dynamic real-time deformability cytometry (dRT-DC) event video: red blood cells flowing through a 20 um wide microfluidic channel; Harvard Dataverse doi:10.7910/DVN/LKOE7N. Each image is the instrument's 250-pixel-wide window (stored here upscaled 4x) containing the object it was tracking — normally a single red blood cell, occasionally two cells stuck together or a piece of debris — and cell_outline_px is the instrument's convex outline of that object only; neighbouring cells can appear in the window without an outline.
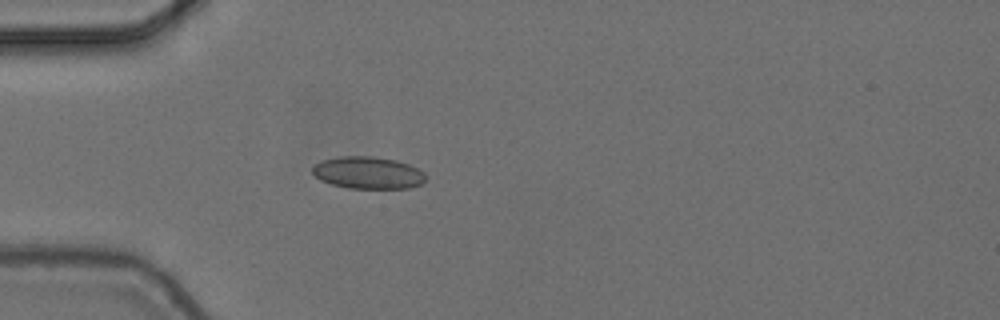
{"species": "common noctule bat (a hibernating species)", "species_latin": "Nyctalus noctula", "temperature_condition": "cold", "stored_images_in_passage": 4, "camera_frame_rate_fps": 3000, "um_per_image_px": 0.085, "animal": {"sex": "female", "body_mass_g": 24.6, "forearm_length_mm": 56.2}, "frame": {"image": 1, "passage_image": 4, "time_ms": 1.0, "image_size_px": [1000, 320], "cell_outline_px": [[424, 180], [420, 184], [408, 188], [348, 188], [332, 184], [320, 180], [312, 172], [312, 168], [320, 160], [340, 156], [372, 156], [396, 160], [408, 164], [424, 172]], "centroid_in_image_um": [31.25, 14.67], "position_along_channel_um": 53.8, "area_um2": 21.1}}